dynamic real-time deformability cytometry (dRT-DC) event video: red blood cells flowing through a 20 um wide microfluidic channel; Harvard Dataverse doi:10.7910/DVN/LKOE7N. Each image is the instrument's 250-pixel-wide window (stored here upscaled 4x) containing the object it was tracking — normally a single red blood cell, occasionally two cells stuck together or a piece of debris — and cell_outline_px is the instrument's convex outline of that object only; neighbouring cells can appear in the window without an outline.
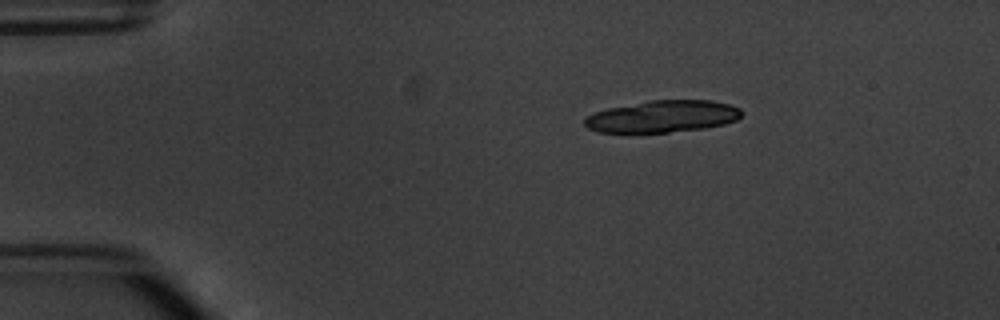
{"species": "common noctule bat (a hibernating species)", "species_latin": "Nyctalus noctula", "temperature_condition": "warm", "stored_images_in_passage": 5, "camera_frame_rate_fps": 3000, "um_per_image_px": 0.085, "animal": {"sex": "male", "body_mass_g": 20.1, "forearm_length_mm": 53.5}, "frame": {"image": 1, "passage_image": 1, "time_ms": 0.0, "image_size_px": [1000, 320], "cell_outline_px": [[744, 112], [736, 120], [724, 124], [704, 128], [632, 136], [600, 132], [588, 128], [584, 124], [584, 116], [608, 108], [648, 100], [712, 100], [728, 104], [740, 108]], "centroid_in_image_um": [56.24, 9.93], "position_along_channel_um": 28.8, "area_um2": 30.17}}